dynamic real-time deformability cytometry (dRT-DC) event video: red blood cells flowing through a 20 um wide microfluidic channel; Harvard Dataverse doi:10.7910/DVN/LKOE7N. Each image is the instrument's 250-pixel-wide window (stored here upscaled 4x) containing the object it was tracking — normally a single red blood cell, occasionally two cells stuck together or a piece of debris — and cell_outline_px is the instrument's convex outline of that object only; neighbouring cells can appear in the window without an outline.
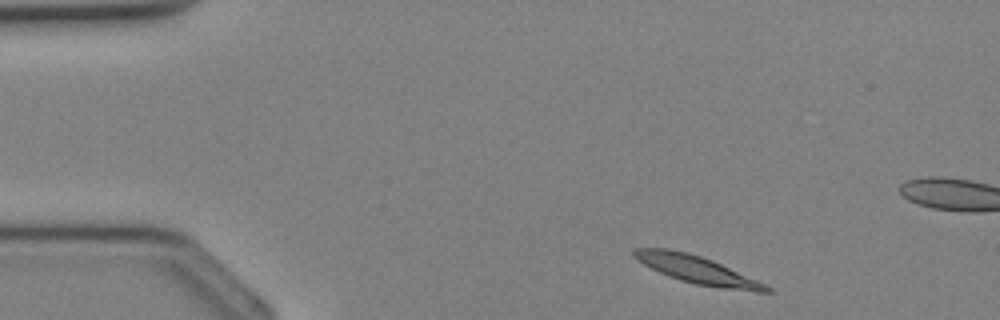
{"species": "Egyptian fruit bat (a non-hibernating species)", "species_latin": "Rousettus aegyptiacus", "temperature_condition": "cold", "stored_images_in_passage": 8, "camera_frame_rate_fps": 3000, "um_per_image_px": 0.085, "animal": {"sex": "female"}, "frame": {"image": 1, "passage_image": 2, "time_ms": 0.333, "image_size_px": [1000, 320], "cell_outline_px": [[776, 292], [756, 292], [720, 288], [696, 284], [680, 280], [668, 276], [636, 260], [632, 256], [632, 252], [636, 248], [668, 248], [688, 252], [712, 260], [756, 280], [772, 288]], "centroid_in_image_um": [59.24, 22.93], "position_along_channel_um": 25.8, "area_um2": 21.21}}